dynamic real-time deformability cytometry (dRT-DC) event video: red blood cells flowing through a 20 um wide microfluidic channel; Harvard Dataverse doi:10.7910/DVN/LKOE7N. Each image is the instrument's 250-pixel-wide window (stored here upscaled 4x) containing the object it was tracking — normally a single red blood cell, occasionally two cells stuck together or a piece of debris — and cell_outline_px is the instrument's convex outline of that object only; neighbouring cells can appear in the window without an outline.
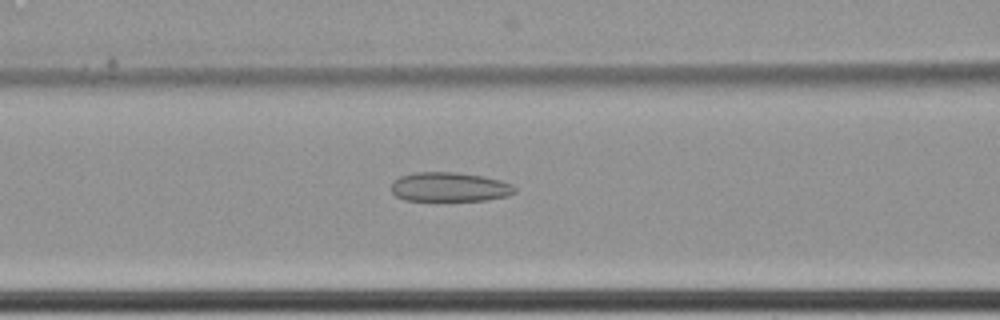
{"species": "common noctule bat (a hibernating species)", "species_latin": "Nyctalus noctula", "temperature_condition": "cold", "stored_images_in_passage": 64, "camera_frame_rate_fps": 3000, "um_per_image_px": 0.085, "animal": {"sex": "female", "body_mass_g": 22.7, "forearm_length_mm": 54.2}, "frame": {"image": 1, "passage_image": 30, "time_ms": 9.667, "image_size_px": [1000, 320], "cell_outline_px": [[516, 192], [508, 196], [488, 200], [448, 204], [404, 200], [396, 196], [392, 192], [392, 180], [400, 176], [416, 172], [456, 172], [484, 176], [500, 180], [512, 184], [516, 188]], "centroid_in_image_um": [38.21, 15.95], "position_along_channel_um": 128.4, "area_um2": 22.43}}
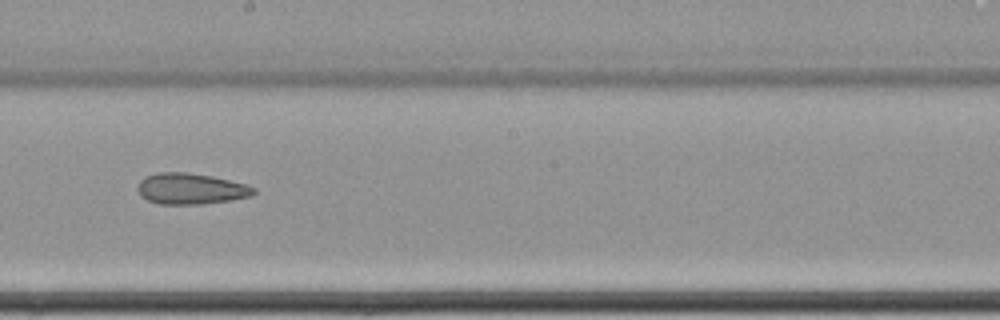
{"frame": {"image": 2, "passage_image": 39, "time_ms": 12.667, "image_size_px": [1000, 320], "cell_outline_px": [[256, 192], [252, 196], [232, 200], [204, 204], [160, 204], [148, 200], [140, 196], [136, 188], [140, 180], [144, 176], [160, 172], [188, 172], [212, 176], [248, 184], [256, 188]], "centroid_in_image_um": [16.23, 16.04], "position_along_channel_um": 232.0, "area_um2": 21.33}}
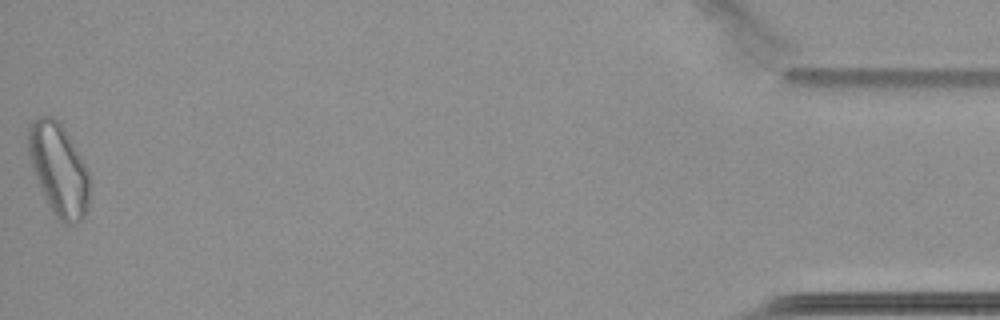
{"frame": {"image": 3, "passage_image": 64, "time_ms": 21.0, "image_size_px": [1000, 320], "cell_outline_px": [[88, 204], [84, 216], [76, 224], [64, 224], [52, 212], [44, 196], [36, 176], [28, 152], [28, 124], [40, 116], [52, 116], [64, 128], [88, 168]], "centroid_in_image_um": [4.99, 14.39], "position_along_channel_um": 430.2, "area_um2": 32.43}}